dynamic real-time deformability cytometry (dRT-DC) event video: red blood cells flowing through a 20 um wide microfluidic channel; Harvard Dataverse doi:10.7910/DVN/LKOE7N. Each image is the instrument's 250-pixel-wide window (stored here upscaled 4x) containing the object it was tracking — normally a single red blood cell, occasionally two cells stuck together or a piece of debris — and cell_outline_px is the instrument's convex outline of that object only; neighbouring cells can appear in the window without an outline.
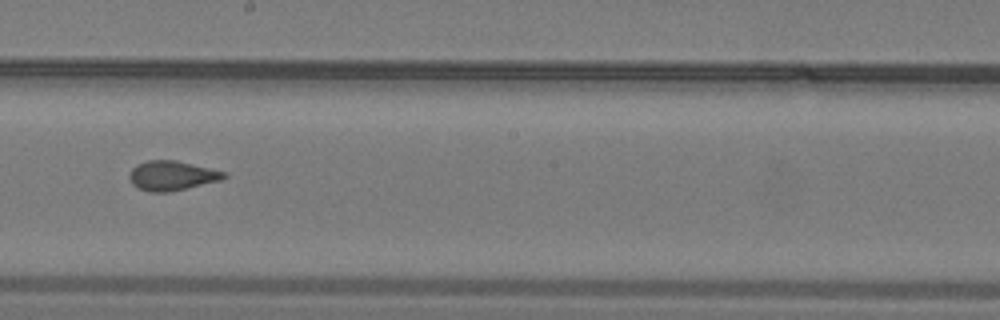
{"species": "common noctule bat (a hibernating species)", "species_latin": "Nyctalus noctula", "temperature_condition": "warm", "stored_images_in_passage": 29, "camera_frame_rate_fps": 3000, "um_per_image_px": 0.085, "animal": {"sex": "male", "body_mass_g": 19.2, "forearm_length_mm": 51.8}, "frame": {"image": 1, "passage_image": 13, "time_ms": 4.0, "image_size_px": [1000, 320], "cell_outline_px": [[228, 176], [220, 180], [168, 192], [152, 192], [140, 188], [132, 184], [128, 176], [132, 168], [136, 164], [148, 160], [176, 160], [228, 172]], "centroid_in_image_um": [14.62, 14.91], "position_along_channel_um": 233.6, "area_um2": 16.24}}